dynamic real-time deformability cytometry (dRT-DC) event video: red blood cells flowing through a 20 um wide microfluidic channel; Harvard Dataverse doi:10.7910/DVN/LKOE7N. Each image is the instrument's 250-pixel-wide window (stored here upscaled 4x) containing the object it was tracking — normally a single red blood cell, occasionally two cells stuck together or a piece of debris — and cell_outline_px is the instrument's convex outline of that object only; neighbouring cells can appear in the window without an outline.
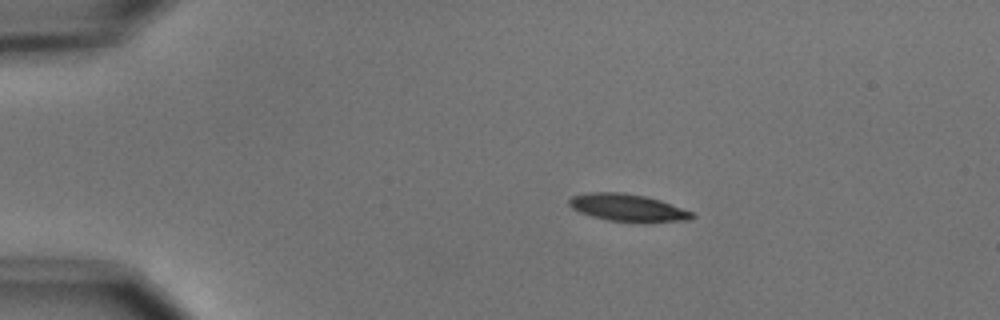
{"species": "common noctule bat (a hibernating species)", "species_latin": "Nyctalus noctula", "temperature_condition": "cold", "stored_images_in_passage": 3, "camera_frame_rate_fps": 3000, "um_per_image_px": 0.085, "animal": {"sex": "male", "body_mass_g": 15.6}, "frame": {"image": 1, "passage_image": 1, "time_ms": 0.0, "image_size_px": [1000, 320], "cell_outline_px": [[696, 216], [688, 220], [608, 220], [592, 216], [580, 212], [572, 208], [568, 204], [568, 200], [572, 196], [592, 192], [624, 192], [644, 196], [660, 200], [692, 212]], "centroid_in_image_um": [53.28, 17.61], "position_along_channel_um": 31.7, "area_um2": 18.73}}
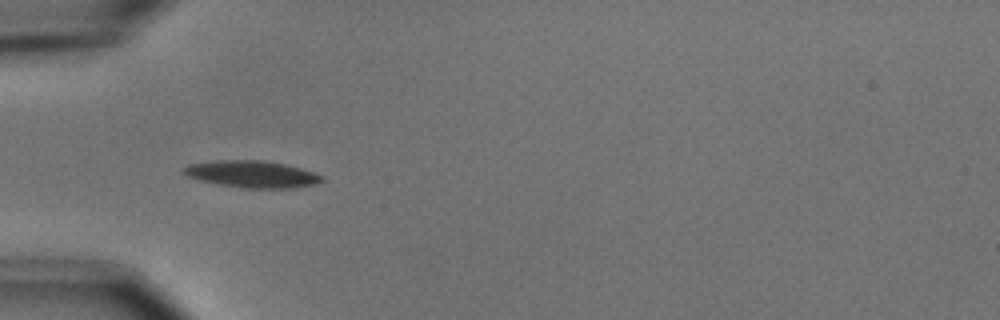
{"frame": {"image": 2, "passage_image": 3, "time_ms": 2.333, "image_size_px": [1000, 320], "cell_outline_px": [[324, 180], [316, 184], [292, 188], [244, 188], [220, 184], [200, 180], [184, 176], [180, 172], [180, 168], [188, 164], [216, 160], [264, 160], [284, 164], [300, 168], [324, 176]], "centroid_in_image_um": [21.36, 14.79], "position_along_channel_um": 63.6, "area_um2": 21.85}}